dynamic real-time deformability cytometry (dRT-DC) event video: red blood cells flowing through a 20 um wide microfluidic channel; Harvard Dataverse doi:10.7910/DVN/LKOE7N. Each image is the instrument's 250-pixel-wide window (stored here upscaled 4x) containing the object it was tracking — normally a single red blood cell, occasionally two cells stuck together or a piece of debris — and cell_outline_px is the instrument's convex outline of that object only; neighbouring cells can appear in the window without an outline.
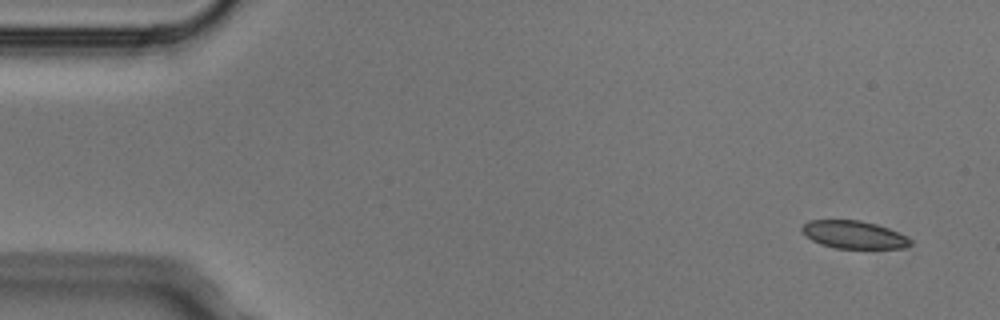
{"species": "Egyptian fruit bat (a non-hibernating species)", "species_latin": "Rousettus aegyptiacus", "temperature_condition": "cold", "stored_images_in_passage": 6, "camera_frame_rate_fps": 3000, "um_per_image_px": 0.085, "animal": {"sex": "male"}, "frame": {"image": 1, "passage_image": 1, "time_ms": 0.0, "image_size_px": [1000, 320], "cell_outline_px": [[912, 244], [904, 248], [836, 248], [820, 244], [812, 240], [800, 228], [808, 220], [860, 220], [876, 224], [888, 228], [912, 240]], "centroid_in_image_um": [72.57, 19.94], "position_along_channel_um": 12.4, "area_um2": 17.34}}
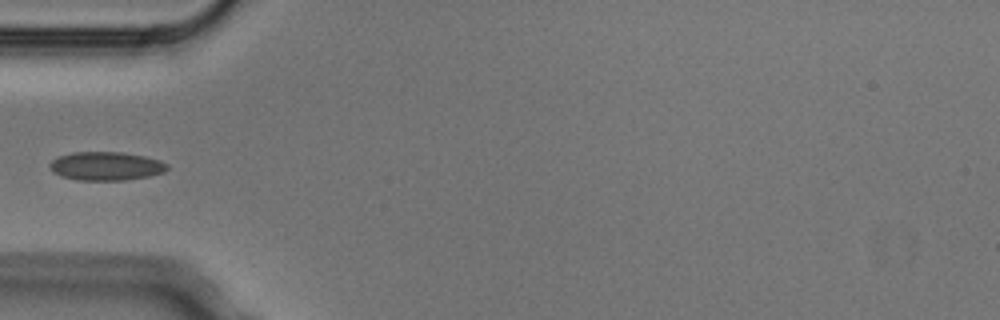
{"frame": {"image": 2, "passage_image": 5, "time_ms": 1.333, "image_size_px": [1000, 320], "cell_outline_px": [[168, 168], [164, 172], [148, 176], [124, 180], [80, 180], [60, 176], [52, 172], [48, 164], [56, 156], [72, 152], [120, 152], [144, 156], [160, 160], [168, 164]], "centroid_in_image_um": [8.97, 14.11], "position_along_channel_um": 76.0, "area_um2": 19.65}}
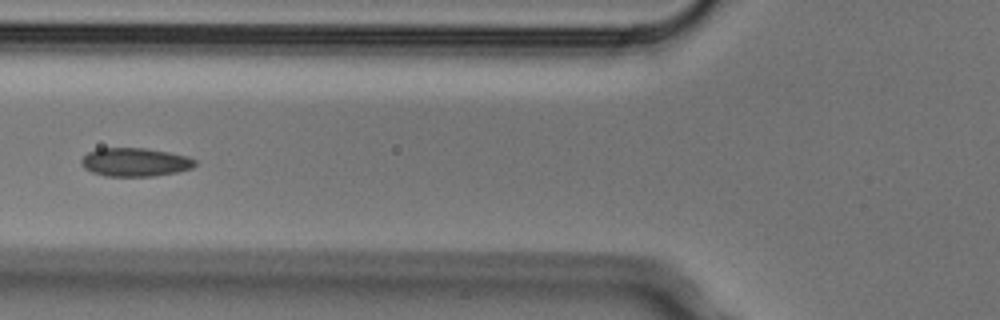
{"frame": {"image": 3, "passage_image": 6, "time_ms": 1.667, "image_size_px": [1000, 320], "cell_outline_px": [[196, 164], [192, 168], [176, 172], [152, 176], [104, 176], [92, 172], [84, 168], [80, 164], [80, 160], [88, 152], [96, 148], [148, 148], [188, 156], [196, 160]], "centroid_in_image_um": [11.46, 13.77], "position_along_channel_um": 114.3, "area_um2": 19.02}}